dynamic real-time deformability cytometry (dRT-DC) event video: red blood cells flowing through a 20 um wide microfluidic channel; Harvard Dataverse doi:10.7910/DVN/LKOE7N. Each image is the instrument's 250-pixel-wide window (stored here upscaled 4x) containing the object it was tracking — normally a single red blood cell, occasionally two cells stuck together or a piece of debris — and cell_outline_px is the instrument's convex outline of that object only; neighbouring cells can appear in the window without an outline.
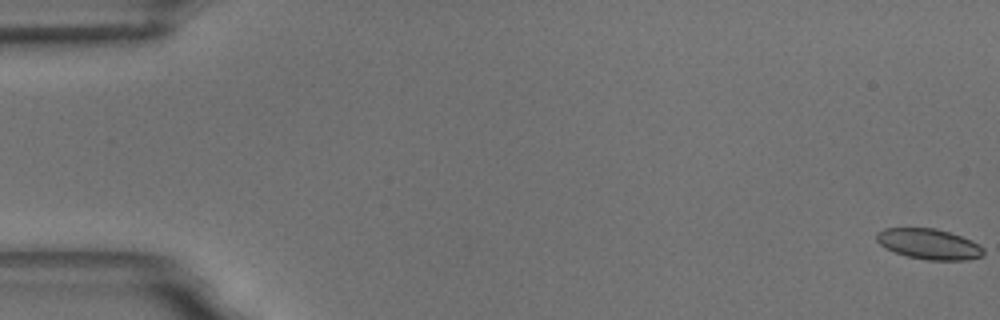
{"species": "common noctule bat (a hibernating species)", "species_latin": "Nyctalus noctula", "temperature_condition": "room temperature", "stored_images_in_passage": 56, "camera_frame_rate_fps": 3000, "um_per_image_px": 0.085, "animal": {"sex": "male", "body_mass_g": 18.8}, "frame": {"image": 1, "passage_image": 1, "time_ms": 0.0, "image_size_px": [1000, 320], "cell_outline_px": [[984, 256], [968, 260], [928, 260], [908, 256], [884, 248], [876, 240], [876, 232], [884, 228], [936, 228], [972, 240], [984, 248]], "centroid_in_image_um": [78.97, 20.74], "position_along_channel_um": 6.0, "area_um2": 19.07}}
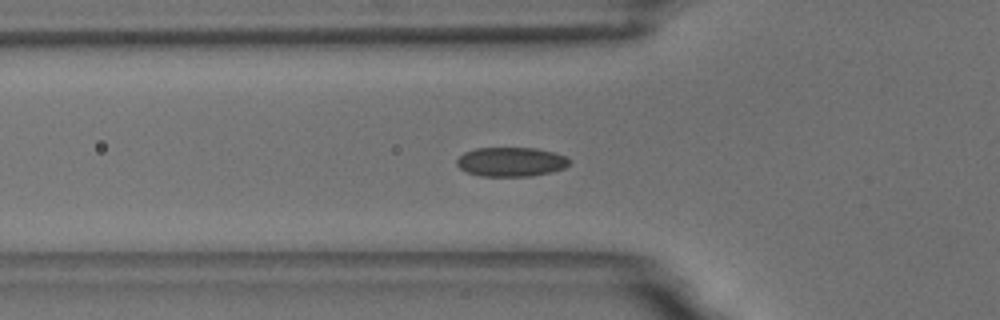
{"frame": {"image": 2, "passage_image": 20, "time_ms": 6.333, "image_size_px": [1000, 320], "cell_outline_px": [[572, 164], [564, 168], [552, 172], [532, 176], [480, 176], [468, 172], [460, 168], [456, 164], [456, 160], [464, 152], [476, 148], [536, 148], [552, 152], [564, 156], [572, 160]], "centroid_in_image_um": [43.46, 13.76], "position_along_channel_um": 82.3, "area_um2": 19.31}}
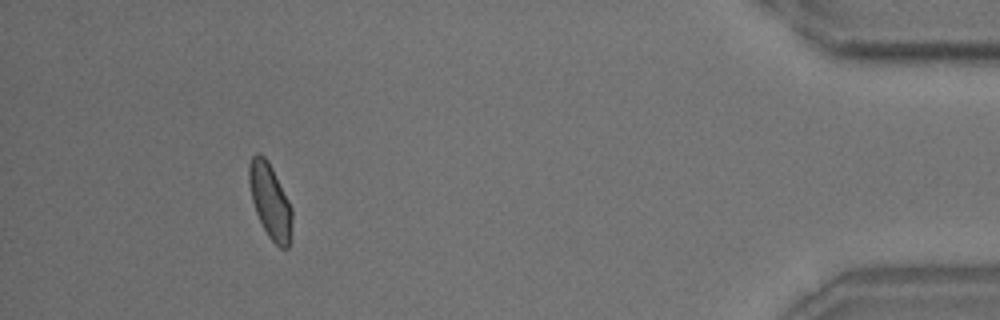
{"frame": {"image": 3, "passage_image": 52, "time_ms": 17.0, "image_size_px": [1000, 320], "cell_outline_px": [[292, 220], [288, 248], [280, 248], [268, 236], [256, 212], [252, 200], [248, 180], [248, 164], [252, 156], [256, 152], [264, 156], [268, 160], [292, 208]], "centroid_in_image_um": [22.94, 17.05], "position_along_channel_um": 412.3, "area_um2": 18.5}, "authors_computed_cell_mechanics": {"area_um2": 19.0451, "velocity_mm_per_s": 3.6532, "shape_relaxation_time_tau1_ms": 6.2583, "shape_relaxation_time_tau2_ms": 1.1383, "deformation_change_tau1": 0.1106, "deformation_change_tau2": 0.05}}